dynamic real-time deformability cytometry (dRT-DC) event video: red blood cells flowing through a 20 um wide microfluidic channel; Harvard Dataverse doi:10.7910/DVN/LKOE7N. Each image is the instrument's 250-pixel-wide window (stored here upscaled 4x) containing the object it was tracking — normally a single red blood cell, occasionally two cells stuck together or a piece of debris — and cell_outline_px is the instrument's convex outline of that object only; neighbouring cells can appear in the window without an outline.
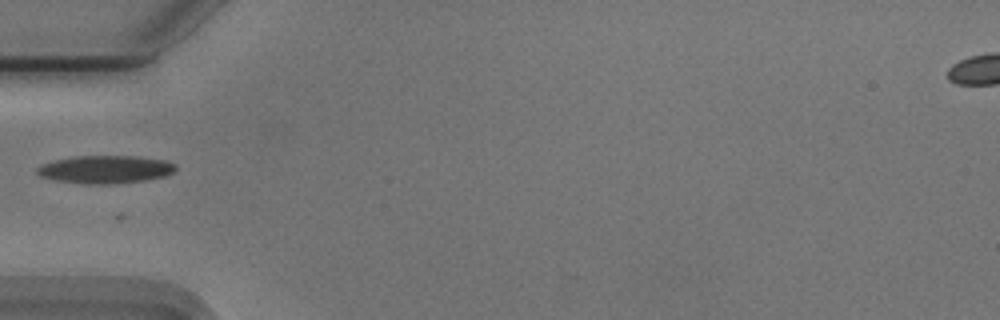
{"species": "Egyptian fruit bat (a non-hibernating species)", "species_latin": "Rousettus aegyptiacus", "temperature_condition": "cold", "stored_images_in_passage": 17, "camera_frame_rate_fps": 3000, "um_per_image_px": 0.085, "animal": {"sex": "male"}, "frame": {"image": 1, "passage_image": 1, "time_ms": 0.0, "image_size_px": [1000, 320], "cell_outline_px": [[176, 168], [172, 172], [164, 176], [144, 180], [112, 184], [84, 184], [56, 180], [40, 176], [36, 172], [36, 168], [40, 164], [56, 160], [76, 156], [136, 156], [168, 160], [176, 164]], "centroid_in_image_um": [8.95, 14.39], "position_along_channel_um": 76.0, "area_um2": 22.54}}
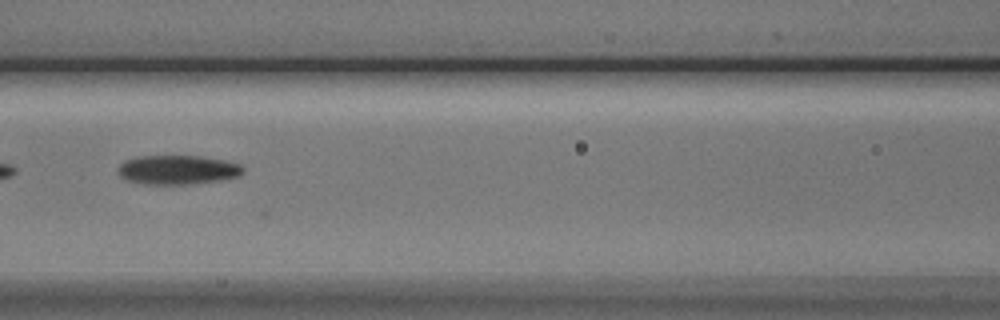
{"frame": {"image": 2, "passage_image": 7, "time_ms": 2.0, "image_size_px": [1000, 320], "cell_outline_px": [[244, 172], [240, 176], [220, 180], [192, 184], [144, 184], [128, 180], [120, 176], [116, 172], [116, 168], [124, 160], [140, 156], [204, 156], [224, 160], [240, 164], [244, 168]], "centroid_in_image_um": [15.09, 14.43], "position_along_channel_um": 151.5, "area_um2": 21.5}}
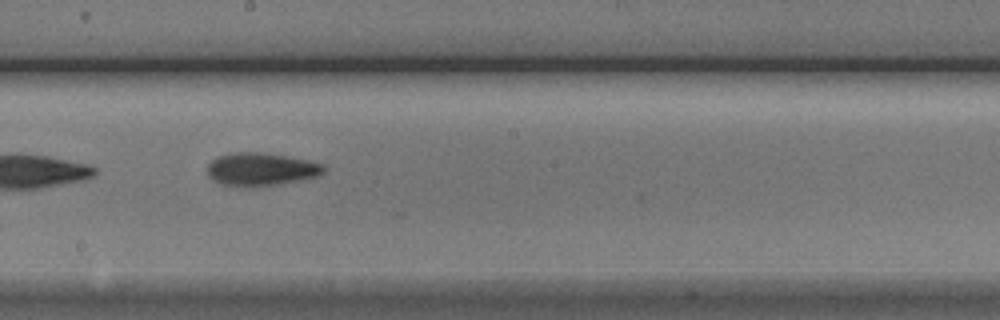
{"frame": {"image": 3, "passage_image": 13, "time_ms": 4.0, "image_size_px": [1000, 320], "cell_outline_px": [[324, 172], [316, 176], [256, 188], [244, 188], [220, 184], [212, 180], [208, 176], [208, 164], [212, 160], [220, 156], [232, 152], [260, 152], [308, 160], [324, 164]], "centroid_in_image_um": [22.12, 14.4], "position_along_channel_um": 226.1, "area_um2": 22.43}}